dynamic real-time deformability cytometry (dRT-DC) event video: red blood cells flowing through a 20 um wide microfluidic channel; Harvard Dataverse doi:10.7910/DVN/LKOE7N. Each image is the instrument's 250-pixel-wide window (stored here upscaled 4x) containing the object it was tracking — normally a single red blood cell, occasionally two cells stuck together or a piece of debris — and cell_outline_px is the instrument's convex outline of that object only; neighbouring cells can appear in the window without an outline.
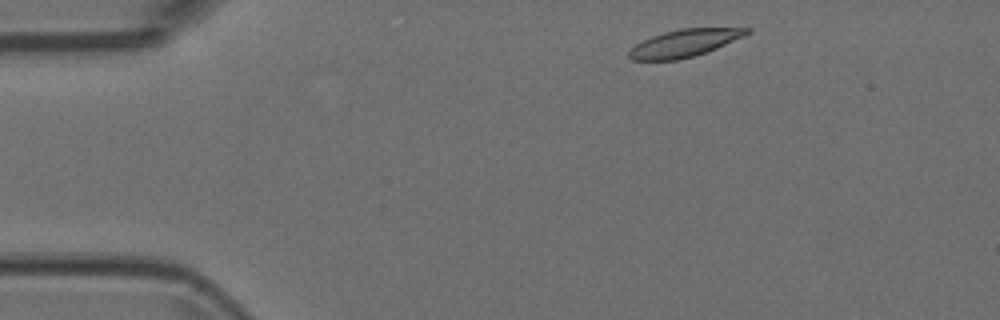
{"species": "Egyptian fruit bat (a non-hibernating species)", "species_latin": "Rousettus aegyptiacus", "temperature_condition": "room temperature", "stored_images_in_passage": 3, "camera_frame_rate_fps": 3000, "um_per_image_px": 0.085, "animal": {"sex": "female"}, "frame": {"image": 1, "passage_image": 1, "time_ms": 0.0, "image_size_px": [1000, 320], "cell_outline_px": [[752, 32], [744, 36], [716, 48], [692, 56], [676, 60], [632, 60], [628, 56], [628, 52], [636, 44], [652, 36], [664, 32], [680, 28], [752, 28]], "centroid_in_image_um": [58.18, 3.65], "position_along_channel_um": 26.8, "area_um2": 18.55}}